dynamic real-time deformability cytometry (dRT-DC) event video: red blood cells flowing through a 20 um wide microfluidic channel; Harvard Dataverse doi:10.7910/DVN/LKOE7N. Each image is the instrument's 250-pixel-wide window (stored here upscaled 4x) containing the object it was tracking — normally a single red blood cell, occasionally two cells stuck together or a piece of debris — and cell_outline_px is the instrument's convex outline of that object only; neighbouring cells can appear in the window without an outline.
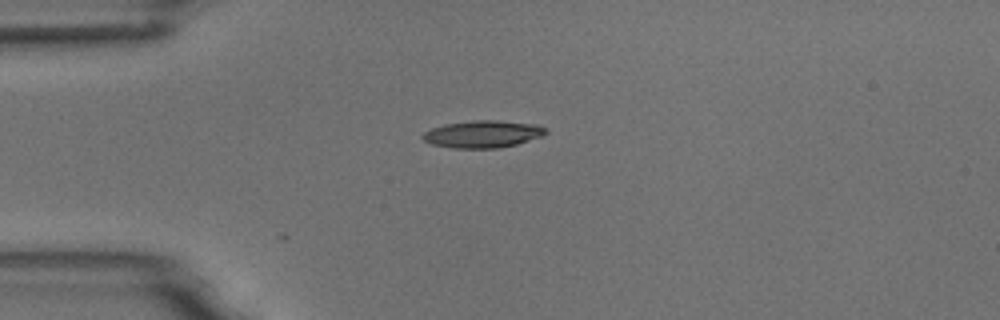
{"species": "common noctule bat (a hibernating species)", "species_latin": "Nyctalus noctula", "temperature_condition": "room temperature", "stored_images_in_passage": 30, "camera_frame_rate_fps": 3000, "um_per_image_px": 0.085, "animal": {"sex": "male", "body_mass_g": 18.8}, "frame": {"image": 1, "passage_image": 1, "time_ms": 0.0, "image_size_px": [1000, 320], "cell_outline_px": [[548, 132], [544, 136], [516, 144], [496, 148], [452, 148], [432, 144], [424, 140], [420, 136], [424, 132], [432, 128], [444, 124], [472, 120], [496, 120], [536, 124], [548, 128]], "centroid_in_image_um": [41.06, 11.39], "position_along_channel_um": 43.9, "area_um2": 19.65}}
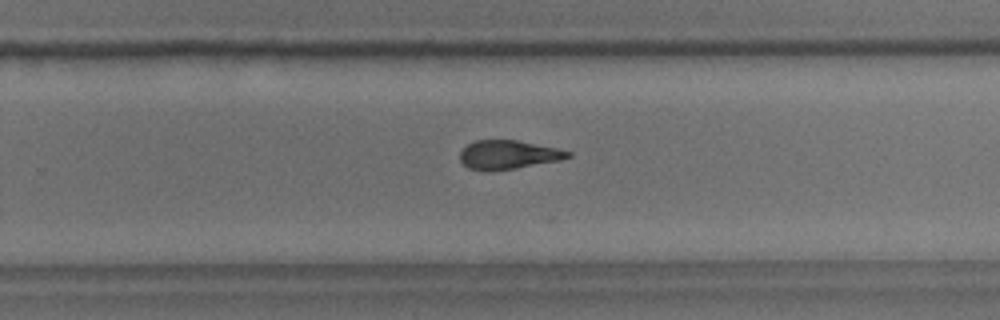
{"frame": {"image": 2, "passage_image": 22, "time_ms": 7.0, "image_size_px": [1000, 320], "cell_outline_px": [[572, 156], [560, 160], [516, 168], [484, 172], [468, 168], [460, 160], [460, 152], [468, 144], [476, 140], [516, 140], [556, 148], [572, 152]], "centroid_in_image_um": [43.18, 13.16], "position_along_channel_um": 286.6, "area_um2": 18.09}}
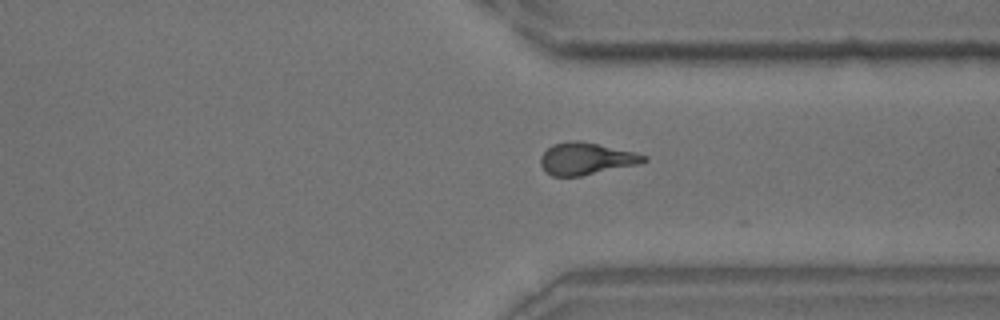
{"frame": {"image": 3, "passage_image": 28, "time_ms": 9.0, "image_size_px": [1000, 320], "cell_outline_px": [[648, 160], [640, 164], [580, 176], [552, 176], [540, 164], [540, 156], [552, 144], [568, 140], [580, 140], [632, 152], [648, 156]], "centroid_in_image_um": [49.81, 13.48], "position_along_channel_um": 361.6, "area_um2": 19.19}, "authors_computed_cell_mechanics": {"area_um2": 19.2474, "velocity_mm_per_s": 3.7478, "shape_relaxation_time_tau1_ms": 7.7496, "shape_relaxation_time_tau2_ms": 2.6978, "deformation_change_tau1": 0.2209, "deformation_change_tau2": 0.1241}}